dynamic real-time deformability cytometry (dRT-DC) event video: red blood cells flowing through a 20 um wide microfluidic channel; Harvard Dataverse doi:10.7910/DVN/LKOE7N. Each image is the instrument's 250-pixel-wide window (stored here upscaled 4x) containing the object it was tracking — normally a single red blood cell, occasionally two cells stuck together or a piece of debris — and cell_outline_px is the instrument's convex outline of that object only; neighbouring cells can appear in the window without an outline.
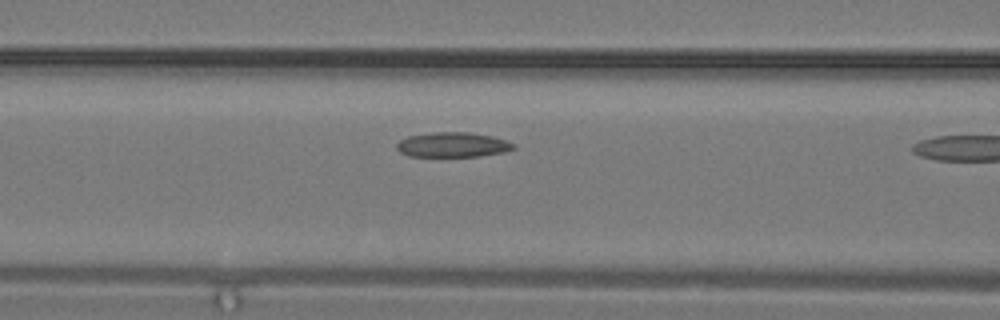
{"species": "common noctule bat (a hibernating species)", "species_latin": "Nyctalus noctula", "temperature_condition": "warm", "stored_images_in_passage": 4, "camera_frame_rate_fps": 3000, "um_per_image_px": 0.085, "animal": {"sex": "male", "body_mass_g": 19.2, "forearm_length_mm": 51.8}, "frame": {"image": 1, "passage_image": 3, "time_ms": 0.667, "image_size_px": [1000, 320], "cell_outline_px": [[516, 148], [508, 152], [480, 156], [408, 156], [400, 152], [396, 148], [396, 144], [400, 140], [408, 136], [432, 132], [468, 132], [492, 136], [516, 144]], "centroid_in_image_um": [38.51, 12.3], "position_along_channel_um": 128.1, "area_um2": 17.05}}